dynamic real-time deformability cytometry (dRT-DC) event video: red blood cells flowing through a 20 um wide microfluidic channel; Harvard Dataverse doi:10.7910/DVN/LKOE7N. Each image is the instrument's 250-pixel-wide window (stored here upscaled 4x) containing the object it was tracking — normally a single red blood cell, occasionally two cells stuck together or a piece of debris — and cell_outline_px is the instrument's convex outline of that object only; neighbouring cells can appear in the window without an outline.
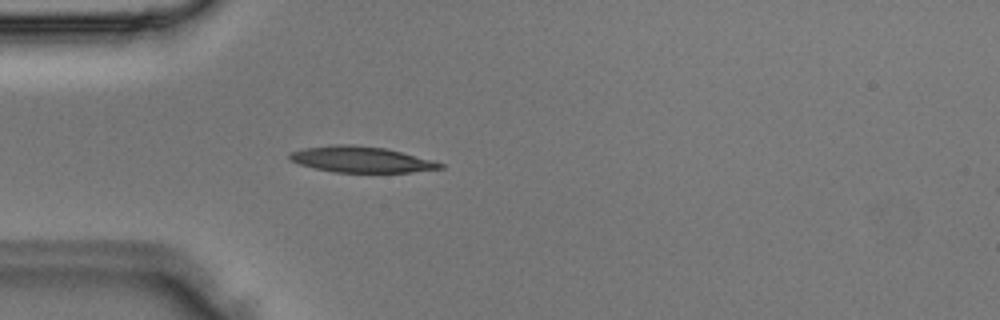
{"species": "Egyptian fruit bat (a non-hibernating species)", "species_latin": "Rousettus aegyptiacus", "temperature_condition": "room temperature", "stored_images_in_passage": 2, "camera_frame_rate_fps": 3000, "um_per_image_px": 0.085, "animal": {"sex": "male"}, "frame": {"image": 1, "passage_image": 2, "time_ms": 0.333, "image_size_px": [1000, 320], "cell_outline_px": [[444, 168], [412, 172], [332, 172], [300, 164], [292, 160], [288, 156], [292, 152], [304, 148], [332, 144], [352, 144], [384, 148], [436, 160], [444, 164]], "centroid_in_image_um": [30.75, 13.55], "position_along_channel_um": 54.2, "area_um2": 22.72}}